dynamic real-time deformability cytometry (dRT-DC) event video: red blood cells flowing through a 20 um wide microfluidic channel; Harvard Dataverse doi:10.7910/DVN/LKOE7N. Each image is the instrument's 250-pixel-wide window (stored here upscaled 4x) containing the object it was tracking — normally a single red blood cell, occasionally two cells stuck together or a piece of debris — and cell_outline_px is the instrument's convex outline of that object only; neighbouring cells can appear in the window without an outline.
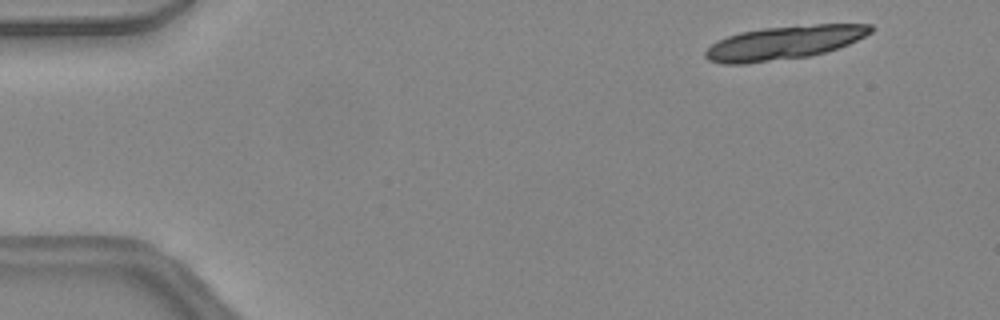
{"species": "common noctule bat (a hibernating species)", "species_latin": "Nyctalus noctula", "temperature_condition": "warm", "stored_images_in_passage": 15, "camera_frame_rate_fps": 3000, "um_per_image_px": 0.085, "animal": {"sex": "female", "body_mass_g": 24.6, "forearm_length_mm": 56.2}, "frame": {"image": 1, "passage_image": 3, "time_ms": 0.667, "image_size_px": [1000, 320], "cell_outline_px": [[872, 32], [848, 44], [824, 52], [808, 56], [744, 64], [724, 64], [708, 60], [704, 56], [704, 52], [712, 44], [728, 36], [740, 32], [760, 28], [816, 24], [872, 24]], "centroid_in_image_um": [66.62, 3.62], "position_along_channel_um": 18.4, "area_um2": 32.08}}